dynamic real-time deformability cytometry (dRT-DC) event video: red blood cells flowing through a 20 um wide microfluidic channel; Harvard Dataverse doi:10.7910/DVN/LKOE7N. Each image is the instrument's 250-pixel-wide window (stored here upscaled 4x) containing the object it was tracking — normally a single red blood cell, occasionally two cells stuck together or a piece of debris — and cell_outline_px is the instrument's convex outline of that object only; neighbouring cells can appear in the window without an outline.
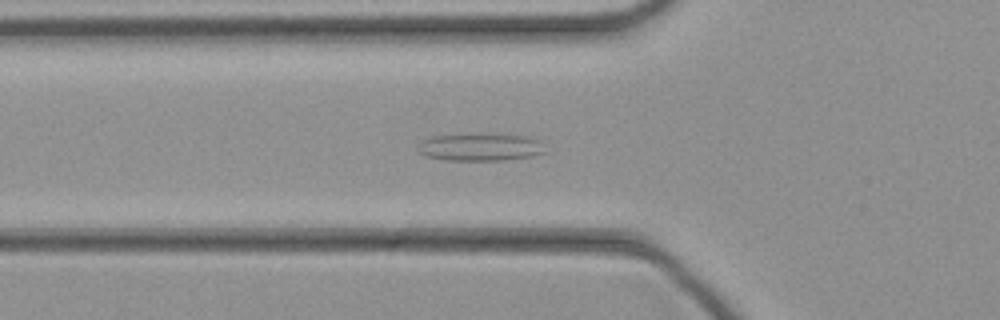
{"species": "common noctule bat (a hibernating species)", "species_latin": "Nyctalus noctula", "temperature_condition": "cold", "stored_images_in_passage": 34, "camera_frame_rate_fps": 3000, "um_per_image_px": 0.085, "animal": {"sex": "female", "body_mass_g": 21.9}, "frame": {"image": 1, "passage_image": 4, "time_ms": 1.0, "image_size_px": [1000, 320], "cell_outline_px": [[544, 152], [532, 156], [504, 160], [444, 160], [428, 156], [420, 152], [416, 148], [424, 140], [432, 136], [460, 132], [496, 132], [528, 136], [540, 140]], "centroid_in_image_um": [40.82, 12.44], "position_along_channel_um": 85.0, "area_um2": 21.27}}
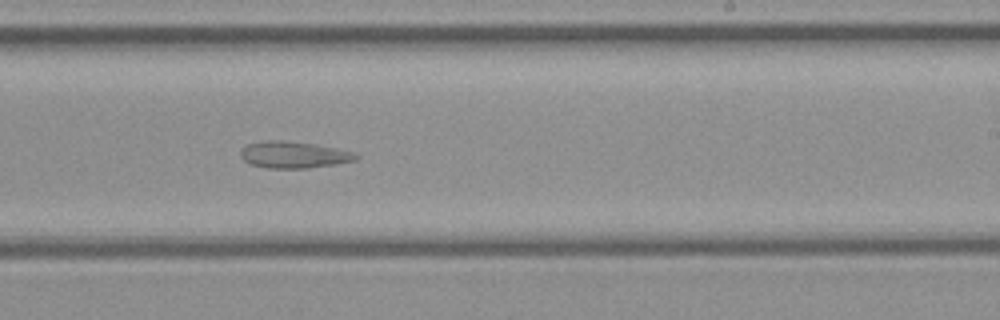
{"frame": {"image": 2, "passage_image": 16, "time_ms": 5.0, "image_size_px": [1000, 320], "cell_outline_px": [[360, 156], [356, 160], [308, 168], [268, 168], [252, 164], [244, 160], [240, 156], [240, 148], [248, 144], [260, 140], [284, 140], [316, 144], [356, 152]], "centroid_in_image_um": [24.95, 13.13], "position_along_channel_um": 264.0, "area_um2": 18.03}}
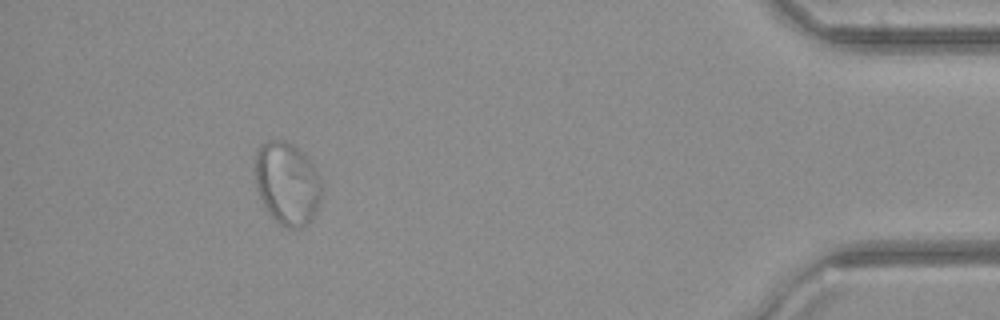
{"frame": {"image": 3, "passage_image": 30, "time_ms": 9.667, "image_size_px": [1000, 320], "cell_outline_px": [[320, 204], [316, 212], [308, 224], [300, 228], [284, 228], [268, 212], [260, 196], [256, 184], [256, 148], [264, 140], [284, 140], [292, 144], [316, 168], [320, 180]], "centroid_in_image_um": [24.4, 15.59], "position_along_channel_um": 410.8, "area_um2": 31.91}}